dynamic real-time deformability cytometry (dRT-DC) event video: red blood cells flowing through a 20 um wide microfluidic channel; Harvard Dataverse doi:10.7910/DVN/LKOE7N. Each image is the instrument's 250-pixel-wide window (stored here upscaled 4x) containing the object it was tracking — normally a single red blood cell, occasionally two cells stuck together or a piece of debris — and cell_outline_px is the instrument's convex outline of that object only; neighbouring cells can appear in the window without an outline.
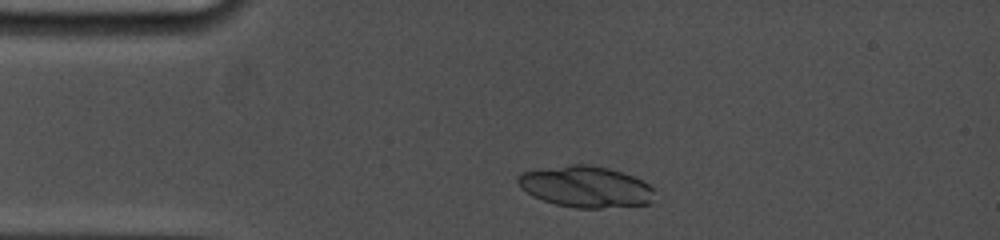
{"species": "common noctule bat (a hibernating species)", "species_latin": "Nyctalus noctula", "temperature_condition": "cold", "stored_images_in_passage": 5, "camera_frame_rate_fps": 5000, "um_per_image_px": 0.085, "animal": {"sex": "female", "body_mass_g": 19.0, "forearm_length_mm": 53.3}, "frame": {"image": 1, "passage_image": 3, "time_ms": 1.0, "image_size_px": [1000, 240], "cell_outline_px": [[652, 192], [648, 204], [600, 208], [576, 208], [556, 204], [532, 196], [520, 188], [516, 180], [516, 176], [524, 172], [572, 164], [588, 164], [608, 168], [632, 176], [648, 184], [652, 188]], "centroid_in_image_um": [49.73, 15.87], "position_along_channel_um": 35.3, "area_um2": 32.37}}